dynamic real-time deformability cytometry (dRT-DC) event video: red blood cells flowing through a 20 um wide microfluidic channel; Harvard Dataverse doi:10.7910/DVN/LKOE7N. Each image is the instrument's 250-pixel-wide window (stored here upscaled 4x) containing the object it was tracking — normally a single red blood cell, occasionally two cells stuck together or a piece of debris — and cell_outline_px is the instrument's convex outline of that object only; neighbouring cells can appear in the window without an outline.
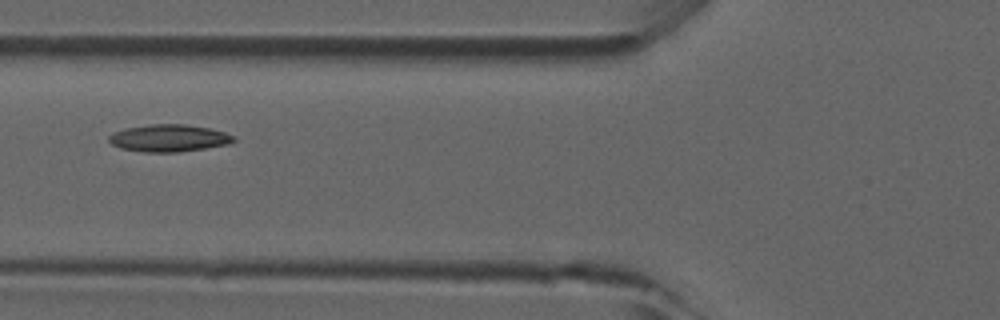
{"species": "common noctule bat (a hibernating species)", "species_latin": "Nyctalus noctula", "temperature_condition": "room temperature", "stored_images_in_passage": 32, "camera_frame_rate_fps": 3000, "um_per_image_px": 0.085, "animal": {"sex": "male", "forearm_length_mm": 52.5}, "frame": {"image": 1, "passage_image": 5, "time_ms": 1.333, "image_size_px": [1000, 320], "cell_outline_px": [[236, 140], [228, 144], [204, 148], [176, 152], [144, 152], [120, 148], [112, 144], [108, 140], [108, 136], [112, 132], [124, 128], [152, 124], [184, 124], [208, 128], [224, 132], [236, 136]], "centroid_in_image_um": [14.33, 11.73], "position_along_channel_um": 111.5, "area_um2": 19.77}}